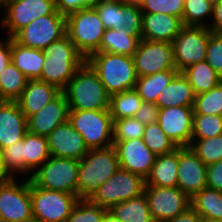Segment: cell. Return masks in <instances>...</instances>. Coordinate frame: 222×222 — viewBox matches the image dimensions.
<instances>
[{
    "mask_svg": "<svg viewBox=\"0 0 222 222\" xmlns=\"http://www.w3.org/2000/svg\"><path fill=\"white\" fill-rule=\"evenodd\" d=\"M70 110H109L110 95L85 61L62 90Z\"/></svg>",
    "mask_w": 222,
    "mask_h": 222,
    "instance_id": "1",
    "label": "cell"
},
{
    "mask_svg": "<svg viewBox=\"0 0 222 222\" xmlns=\"http://www.w3.org/2000/svg\"><path fill=\"white\" fill-rule=\"evenodd\" d=\"M43 51L45 61L41 80L57 86L62 91L86 59L67 35L52 42Z\"/></svg>",
    "mask_w": 222,
    "mask_h": 222,
    "instance_id": "2",
    "label": "cell"
},
{
    "mask_svg": "<svg viewBox=\"0 0 222 222\" xmlns=\"http://www.w3.org/2000/svg\"><path fill=\"white\" fill-rule=\"evenodd\" d=\"M86 62L98 74L110 96L135 89L138 77L133 57L107 52H93L86 58Z\"/></svg>",
    "mask_w": 222,
    "mask_h": 222,
    "instance_id": "3",
    "label": "cell"
},
{
    "mask_svg": "<svg viewBox=\"0 0 222 222\" xmlns=\"http://www.w3.org/2000/svg\"><path fill=\"white\" fill-rule=\"evenodd\" d=\"M119 168L114 145L88 150L79 161L78 198L89 199Z\"/></svg>",
    "mask_w": 222,
    "mask_h": 222,
    "instance_id": "4",
    "label": "cell"
},
{
    "mask_svg": "<svg viewBox=\"0 0 222 222\" xmlns=\"http://www.w3.org/2000/svg\"><path fill=\"white\" fill-rule=\"evenodd\" d=\"M104 32L105 27L94 7L66 16V35L85 59L100 48Z\"/></svg>",
    "mask_w": 222,
    "mask_h": 222,
    "instance_id": "5",
    "label": "cell"
},
{
    "mask_svg": "<svg viewBox=\"0 0 222 222\" xmlns=\"http://www.w3.org/2000/svg\"><path fill=\"white\" fill-rule=\"evenodd\" d=\"M78 172V160L50 156L29 179L37 187L78 197Z\"/></svg>",
    "mask_w": 222,
    "mask_h": 222,
    "instance_id": "6",
    "label": "cell"
},
{
    "mask_svg": "<svg viewBox=\"0 0 222 222\" xmlns=\"http://www.w3.org/2000/svg\"><path fill=\"white\" fill-rule=\"evenodd\" d=\"M68 121L81 134L88 150L113 145V118L109 110H69Z\"/></svg>",
    "mask_w": 222,
    "mask_h": 222,
    "instance_id": "7",
    "label": "cell"
},
{
    "mask_svg": "<svg viewBox=\"0 0 222 222\" xmlns=\"http://www.w3.org/2000/svg\"><path fill=\"white\" fill-rule=\"evenodd\" d=\"M145 179L138 174L119 168L89 198L94 204L109 210L117 203L124 202L144 193Z\"/></svg>",
    "mask_w": 222,
    "mask_h": 222,
    "instance_id": "8",
    "label": "cell"
},
{
    "mask_svg": "<svg viewBox=\"0 0 222 222\" xmlns=\"http://www.w3.org/2000/svg\"><path fill=\"white\" fill-rule=\"evenodd\" d=\"M23 179L21 183L16 177L0 181V222H24L33 218L31 181Z\"/></svg>",
    "mask_w": 222,
    "mask_h": 222,
    "instance_id": "9",
    "label": "cell"
},
{
    "mask_svg": "<svg viewBox=\"0 0 222 222\" xmlns=\"http://www.w3.org/2000/svg\"><path fill=\"white\" fill-rule=\"evenodd\" d=\"M78 200L75 194L40 188L31 182L32 214L40 222H66Z\"/></svg>",
    "mask_w": 222,
    "mask_h": 222,
    "instance_id": "10",
    "label": "cell"
},
{
    "mask_svg": "<svg viewBox=\"0 0 222 222\" xmlns=\"http://www.w3.org/2000/svg\"><path fill=\"white\" fill-rule=\"evenodd\" d=\"M2 9L5 16L0 19V25L6 28L9 38L39 17L60 14L55 0H5Z\"/></svg>",
    "mask_w": 222,
    "mask_h": 222,
    "instance_id": "11",
    "label": "cell"
},
{
    "mask_svg": "<svg viewBox=\"0 0 222 222\" xmlns=\"http://www.w3.org/2000/svg\"><path fill=\"white\" fill-rule=\"evenodd\" d=\"M207 27L184 26L172 42L176 69L185 68L205 61L209 36Z\"/></svg>",
    "mask_w": 222,
    "mask_h": 222,
    "instance_id": "12",
    "label": "cell"
},
{
    "mask_svg": "<svg viewBox=\"0 0 222 222\" xmlns=\"http://www.w3.org/2000/svg\"><path fill=\"white\" fill-rule=\"evenodd\" d=\"M66 35V16L49 14L39 17L21 29L13 39L22 46L44 50Z\"/></svg>",
    "mask_w": 222,
    "mask_h": 222,
    "instance_id": "13",
    "label": "cell"
},
{
    "mask_svg": "<svg viewBox=\"0 0 222 222\" xmlns=\"http://www.w3.org/2000/svg\"><path fill=\"white\" fill-rule=\"evenodd\" d=\"M93 7L98 12L105 29H123L142 38L143 13L139 4L97 0Z\"/></svg>",
    "mask_w": 222,
    "mask_h": 222,
    "instance_id": "14",
    "label": "cell"
},
{
    "mask_svg": "<svg viewBox=\"0 0 222 222\" xmlns=\"http://www.w3.org/2000/svg\"><path fill=\"white\" fill-rule=\"evenodd\" d=\"M137 77H143L165 70H177L173 46L170 42L140 40L133 55Z\"/></svg>",
    "mask_w": 222,
    "mask_h": 222,
    "instance_id": "15",
    "label": "cell"
},
{
    "mask_svg": "<svg viewBox=\"0 0 222 222\" xmlns=\"http://www.w3.org/2000/svg\"><path fill=\"white\" fill-rule=\"evenodd\" d=\"M144 192L155 222H166L190 207V198L177 186H145Z\"/></svg>",
    "mask_w": 222,
    "mask_h": 222,
    "instance_id": "16",
    "label": "cell"
},
{
    "mask_svg": "<svg viewBox=\"0 0 222 222\" xmlns=\"http://www.w3.org/2000/svg\"><path fill=\"white\" fill-rule=\"evenodd\" d=\"M193 106L159 109L157 123L177 147L191 145Z\"/></svg>",
    "mask_w": 222,
    "mask_h": 222,
    "instance_id": "17",
    "label": "cell"
},
{
    "mask_svg": "<svg viewBox=\"0 0 222 222\" xmlns=\"http://www.w3.org/2000/svg\"><path fill=\"white\" fill-rule=\"evenodd\" d=\"M207 166L190 146L178 147V181L180 188L189 198L206 188Z\"/></svg>",
    "mask_w": 222,
    "mask_h": 222,
    "instance_id": "18",
    "label": "cell"
},
{
    "mask_svg": "<svg viewBox=\"0 0 222 222\" xmlns=\"http://www.w3.org/2000/svg\"><path fill=\"white\" fill-rule=\"evenodd\" d=\"M117 151L119 166L146 179L156 155L145 145L142 138L113 142Z\"/></svg>",
    "mask_w": 222,
    "mask_h": 222,
    "instance_id": "19",
    "label": "cell"
},
{
    "mask_svg": "<svg viewBox=\"0 0 222 222\" xmlns=\"http://www.w3.org/2000/svg\"><path fill=\"white\" fill-rule=\"evenodd\" d=\"M50 155L80 161L88 152L81 134L69 121L60 124L48 136Z\"/></svg>",
    "mask_w": 222,
    "mask_h": 222,
    "instance_id": "20",
    "label": "cell"
},
{
    "mask_svg": "<svg viewBox=\"0 0 222 222\" xmlns=\"http://www.w3.org/2000/svg\"><path fill=\"white\" fill-rule=\"evenodd\" d=\"M69 104L63 92L27 119L28 132L47 137L56 127L68 121Z\"/></svg>",
    "mask_w": 222,
    "mask_h": 222,
    "instance_id": "21",
    "label": "cell"
},
{
    "mask_svg": "<svg viewBox=\"0 0 222 222\" xmlns=\"http://www.w3.org/2000/svg\"><path fill=\"white\" fill-rule=\"evenodd\" d=\"M27 118L16 101H0V151L24 138Z\"/></svg>",
    "mask_w": 222,
    "mask_h": 222,
    "instance_id": "22",
    "label": "cell"
},
{
    "mask_svg": "<svg viewBox=\"0 0 222 222\" xmlns=\"http://www.w3.org/2000/svg\"><path fill=\"white\" fill-rule=\"evenodd\" d=\"M184 27L182 19L162 13H143L142 39L172 43Z\"/></svg>",
    "mask_w": 222,
    "mask_h": 222,
    "instance_id": "23",
    "label": "cell"
},
{
    "mask_svg": "<svg viewBox=\"0 0 222 222\" xmlns=\"http://www.w3.org/2000/svg\"><path fill=\"white\" fill-rule=\"evenodd\" d=\"M62 91L55 85L36 79L28 80L21 96L16 101L28 119L56 98Z\"/></svg>",
    "mask_w": 222,
    "mask_h": 222,
    "instance_id": "24",
    "label": "cell"
},
{
    "mask_svg": "<svg viewBox=\"0 0 222 222\" xmlns=\"http://www.w3.org/2000/svg\"><path fill=\"white\" fill-rule=\"evenodd\" d=\"M178 148L174 151L157 155L145 186L176 187L178 181Z\"/></svg>",
    "mask_w": 222,
    "mask_h": 222,
    "instance_id": "25",
    "label": "cell"
},
{
    "mask_svg": "<svg viewBox=\"0 0 222 222\" xmlns=\"http://www.w3.org/2000/svg\"><path fill=\"white\" fill-rule=\"evenodd\" d=\"M11 61L28 80H41L44 51L20 45L11 38Z\"/></svg>",
    "mask_w": 222,
    "mask_h": 222,
    "instance_id": "26",
    "label": "cell"
},
{
    "mask_svg": "<svg viewBox=\"0 0 222 222\" xmlns=\"http://www.w3.org/2000/svg\"><path fill=\"white\" fill-rule=\"evenodd\" d=\"M195 93L182 72H179L168 86L159 93L156 105L159 109L171 106H193Z\"/></svg>",
    "mask_w": 222,
    "mask_h": 222,
    "instance_id": "27",
    "label": "cell"
},
{
    "mask_svg": "<svg viewBox=\"0 0 222 222\" xmlns=\"http://www.w3.org/2000/svg\"><path fill=\"white\" fill-rule=\"evenodd\" d=\"M47 137L27 132L23 138L24 175L27 179L50 157ZM29 176V177H28Z\"/></svg>",
    "mask_w": 222,
    "mask_h": 222,
    "instance_id": "28",
    "label": "cell"
},
{
    "mask_svg": "<svg viewBox=\"0 0 222 222\" xmlns=\"http://www.w3.org/2000/svg\"><path fill=\"white\" fill-rule=\"evenodd\" d=\"M141 38L123 29H105L100 48L96 52L133 57Z\"/></svg>",
    "mask_w": 222,
    "mask_h": 222,
    "instance_id": "29",
    "label": "cell"
},
{
    "mask_svg": "<svg viewBox=\"0 0 222 222\" xmlns=\"http://www.w3.org/2000/svg\"><path fill=\"white\" fill-rule=\"evenodd\" d=\"M108 211L121 222H155L149 211L145 192L137 197L117 203Z\"/></svg>",
    "mask_w": 222,
    "mask_h": 222,
    "instance_id": "30",
    "label": "cell"
},
{
    "mask_svg": "<svg viewBox=\"0 0 222 222\" xmlns=\"http://www.w3.org/2000/svg\"><path fill=\"white\" fill-rule=\"evenodd\" d=\"M193 88L195 95L217 86L222 77L206 62H198L181 71Z\"/></svg>",
    "mask_w": 222,
    "mask_h": 222,
    "instance_id": "31",
    "label": "cell"
},
{
    "mask_svg": "<svg viewBox=\"0 0 222 222\" xmlns=\"http://www.w3.org/2000/svg\"><path fill=\"white\" fill-rule=\"evenodd\" d=\"M190 206L202 219L222 221V192L203 188L190 198Z\"/></svg>",
    "mask_w": 222,
    "mask_h": 222,
    "instance_id": "32",
    "label": "cell"
},
{
    "mask_svg": "<svg viewBox=\"0 0 222 222\" xmlns=\"http://www.w3.org/2000/svg\"><path fill=\"white\" fill-rule=\"evenodd\" d=\"M178 73V70H165L138 77L135 90L144 102L156 103L159 93L169 85Z\"/></svg>",
    "mask_w": 222,
    "mask_h": 222,
    "instance_id": "33",
    "label": "cell"
},
{
    "mask_svg": "<svg viewBox=\"0 0 222 222\" xmlns=\"http://www.w3.org/2000/svg\"><path fill=\"white\" fill-rule=\"evenodd\" d=\"M27 81V77L10 61L0 73V101H17Z\"/></svg>",
    "mask_w": 222,
    "mask_h": 222,
    "instance_id": "34",
    "label": "cell"
},
{
    "mask_svg": "<svg viewBox=\"0 0 222 222\" xmlns=\"http://www.w3.org/2000/svg\"><path fill=\"white\" fill-rule=\"evenodd\" d=\"M143 103L135 89L126 90L110 96L109 111L113 120L134 117Z\"/></svg>",
    "mask_w": 222,
    "mask_h": 222,
    "instance_id": "35",
    "label": "cell"
},
{
    "mask_svg": "<svg viewBox=\"0 0 222 222\" xmlns=\"http://www.w3.org/2000/svg\"><path fill=\"white\" fill-rule=\"evenodd\" d=\"M212 11L213 5L207 0H185L182 17L183 25L208 28L207 19L212 18Z\"/></svg>",
    "mask_w": 222,
    "mask_h": 222,
    "instance_id": "36",
    "label": "cell"
},
{
    "mask_svg": "<svg viewBox=\"0 0 222 222\" xmlns=\"http://www.w3.org/2000/svg\"><path fill=\"white\" fill-rule=\"evenodd\" d=\"M142 139L156 156L170 153L178 148L157 122L145 126Z\"/></svg>",
    "mask_w": 222,
    "mask_h": 222,
    "instance_id": "37",
    "label": "cell"
},
{
    "mask_svg": "<svg viewBox=\"0 0 222 222\" xmlns=\"http://www.w3.org/2000/svg\"><path fill=\"white\" fill-rule=\"evenodd\" d=\"M193 112L222 116V81L213 89L195 95Z\"/></svg>",
    "mask_w": 222,
    "mask_h": 222,
    "instance_id": "38",
    "label": "cell"
},
{
    "mask_svg": "<svg viewBox=\"0 0 222 222\" xmlns=\"http://www.w3.org/2000/svg\"><path fill=\"white\" fill-rule=\"evenodd\" d=\"M190 147L206 166L222 160V135L191 139Z\"/></svg>",
    "mask_w": 222,
    "mask_h": 222,
    "instance_id": "39",
    "label": "cell"
},
{
    "mask_svg": "<svg viewBox=\"0 0 222 222\" xmlns=\"http://www.w3.org/2000/svg\"><path fill=\"white\" fill-rule=\"evenodd\" d=\"M222 135V116L193 114L191 139H206Z\"/></svg>",
    "mask_w": 222,
    "mask_h": 222,
    "instance_id": "40",
    "label": "cell"
},
{
    "mask_svg": "<svg viewBox=\"0 0 222 222\" xmlns=\"http://www.w3.org/2000/svg\"><path fill=\"white\" fill-rule=\"evenodd\" d=\"M108 210L94 204L89 199H79L66 222H101Z\"/></svg>",
    "mask_w": 222,
    "mask_h": 222,
    "instance_id": "41",
    "label": "cell"
},
{
    "mask_svg": "<svg viewBox=\"0 0 222 222\" xmlns=\"http://www.w3.org/2000/svg\"><path fill=\"white\" fill-rule=\"evenodd\" d=\"M145 125L135 117L113 120V142L142 138Z\"/></svg>",
    "mask_w": 222,
    "mask_h": 222,
    "instance_id": "42",
    "label": "cell"
},
{
    "mask_svg": "<svg viewBox=\"0 0 222 222\" xmlns=\"http://www.w3.org/2000/svg\"><path fill=\"white\" fill-rule=\"evenodd\" d=\"M1 154L5 170L12 178L17 173L24 174L23 139L2 149Z\"/></svg>",
    "mask_w": 222,
    "mask_h": 222,
    "instance_id": "43",
    "label": "cell"
},
{
    "mask_svg": "<svg viewBox=\"0 0 222 222\" xmlns=\"http://www.w3.org/2000/svg\"><path fill=\"white\" fill-rule=\"evenodd\" d=\"M185 0H142V13H162L182 19Z\"/></svg>",
    "mask_w": 222,
    "mask_h": 222,
    "instance_id": "44",
    "label": "cell"
},
{
    "mask_svg": "<svg viewBox=\"0 0 222 222\" xmlns=\"http://www.w3.org/2000/svg\"><path fill=\"white\" fill-rule=\"evenodd\" d=\"M205 61L222 77V33H211Z\"/></svg>",
    "mask_w": 222,
    "mask_h": 222,
    "instance_id": "45",
    "label": "cell"
},
{
    "mask_svg": "<svg viewBox=\"0 0 222 222\" xmlns=\"http://www.w3.org/2000/svg\"><path fill=\"white\" fill-rule=\"evenodd\" d=\"M97 0H55L56 10L65 16L80 9L93 7Z\"/></svg>",
    "mask_w": 222,
    "mask_h": 222,
    "instance_id": "46",
    "label": "cell"
},
{
    "mask_svg": "<svg viewBox=\"0 0 222 222\" xmlns=\"http://www.w3.org/2000/svg\"><path fill=\"white\" fill-rule=\"evenodd\" d=\"M158 114L159 107L155 103L143 101L134 117L146 126L157 122Z\"/></svg>",
    "mask_w": 222,
    "mask_h": 222,
    "instance_id": "47",
    "label": "cell"
},
{
    "mask_svg": "<svg viewBox=\"0 0 222 222\" xmlns=\"http://www.w3.org/2000/svg\"><path fill=\"white\" fill-rule=\"evenodd\" d=\"M206 187L222 192V160L207 166Z\"/></svg>",
    "mask_w": 222,
    "mask_h": 222,
    "instance_id": "48",
    "label": "cell"
},
{
    "mask_svg": "<svg viewBox=\"0 0 222 222\" xmlns=\"http://www.w3.org/2000/svg\"><path fill=\"white\" fill-rule=\"evenodd\" d=\"M208 29L213 33H222V0L213 5L212 18L208 20Z\"/></svg>",
    "mask_w": 222,
    "mask_h": 222,
    "instance_id": "49",
    "label": "cell"
},
{
    "mask_svg": "<svg viewBox=\"0 0 222 222\" xmlns=\"http://www.w3.org/2000/svg\"><path fill=\"white\" fill-rule=\"evenodd\" d=\"M11 61V38L0 40V73Z\"/></svg>",
    "mask_w": 222,
    "mask_h": 222,
    "instance_id": "50",
    "label": "cell"
},
{
    "mask_svg": "<svg viewBox=\"0 0 222 222\" xmlns=\"http://www.w3.org/2000/svg\"><path fill=\"white\" fill-rule=\"evenodd\" d=\"M201 216L190 206L175 218L166 222H201Z\"/></svg>",
    "mask_w": 222,
    "mask_h": 222,
    "instance_id": "51",
    "label": "cell"
},
{
    "mask_svg": "<svg viewBox=\"0 0 222 222\" xmlns=\"http://www.w3.org/2000/svg\"><path fill=\"white\" fill-rule=\"evenodd\" d=\"M10 178L12 177L5 170V167L3 165L2 154L0 151V181L9 180Z\"/></svg>",
    "mask_w": 222,
    "mask_h": 222,
    "instance_id": "52",
    "label": "cell"
},
{
    "mask_svg": "<svg viewBox=\"0 0 222 222\" xmlns=\"http://www.w3.org/2000/svg\"><path fill=\"white\" fill-rule=\"evenodd\" d=\"M101 222H121V221L115 218L109 211H107L103 216Z\"/></svg>",
    "mask_w": 222,
    "mask_h": 222,
    "instance_id": "53",
    "label": "cell"
},
{
    "mask_svg": "<svg viewBox=\"0 0 222 222\" xmlns=\"http://www.w3.org/2000/svg\"><path fill=\"white\" fill-rule=\"evenodd\" d=\"M142 0H123L125 3H136L139 4Z\"/></svg>",
    "mask_w": 222,
    "mask_h": 222,
    "instance_id": "54",
    "label": "cell"
},
{
    "mask_svg": "<svg viewBox=\"0 0 222 222\" xmlns=\"http://www.w3.org/2000/svg\"><path fill=\"white\" fill-rule=\"evenodd\" d=\"M201 222H222L218 220H209V219H202Z\"/></svg>",
    "mask_w": 222,
    "mask_h": 222,
    "instance_id": "55",
    "label": "cell"
},
{
    "mask_svg": "<svg viewBox=\"0 0 222 222\" xmlns=\"http://www.w3.org/2000/svg\"><path fill=\"white\" fill-rule=\"evenodd\" d=\"M208 2H210L212 5L217 4L220 0H207Z\"/></svg>",
    "mask_w": 222,
    "mask_h": 222,
    "instance_id": "56",
    "label": "cell"
},
{
    "mask_svg": "<svg viewBox=\"0 0 222 222\" xmlns=\"http://www.w3.org/2000/svg\"><path fill=\"white\" fill-rule=\"evenodd\" d=\"M24 222H40V221L35 218H32V219L24 221Z\"/></svg>",
    "mask_w": 222,
    "mask_h": 222,
    "instance_id": "57",
    "label": "cell"
},
{
    "mask_svg": "<svg viewBox=\"0 0 222 222\" xmlns=\"http://www.w3.org/2000/svg\"><path fill=\"white\" fill-rule=\"evenodd\" d=\"M0 8H3V3L1 0H0Z\"/></svg>",
    "mask_w": 222,
    "mask_h": 222,
    "instance_id": "58",
    "label": "cell"
}]
</instances>
